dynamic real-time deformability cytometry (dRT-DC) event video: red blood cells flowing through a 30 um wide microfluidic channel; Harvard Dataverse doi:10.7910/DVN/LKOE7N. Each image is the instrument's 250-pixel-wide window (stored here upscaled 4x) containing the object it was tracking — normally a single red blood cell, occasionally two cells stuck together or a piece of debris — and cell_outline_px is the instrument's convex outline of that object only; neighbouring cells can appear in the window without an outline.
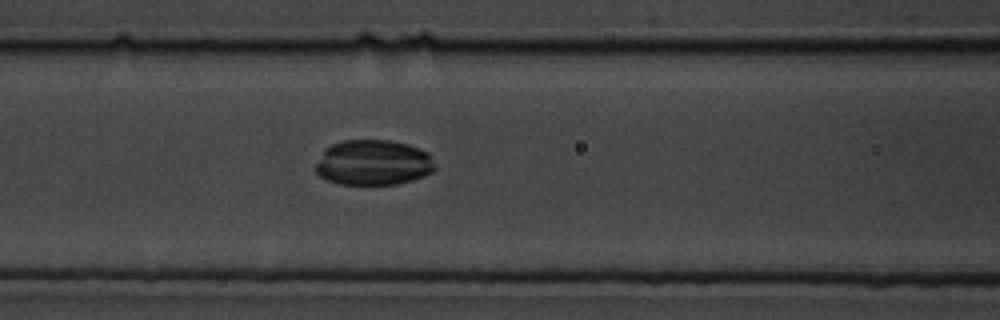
{"species": "common noctule bat (a hibernating species)", "species_latin": "Nyctalus noctula", "temperature_condition": "cold", "stored_images_in_passage": 58, "camera_frame_rate_fps": 3000, "um_per_image_px": 0.085, "animal": {"sex": "male", "body_mass_g": 19.5, "forearm_length_mm": 54.6}, "frame": {"image": 1, "passage_image": 24, "time_ms": 7.667, "image_size_px": [1000, 320], "cell_outline_px": [[436, 168], [432, 172], [424, 176], [412, 180], [396, 184], [340, 184], [328, 180], [320, 176], [316, 172], [316, 164], [324, 148], [332, 144], [344, 140], [392, 140], [408, 144], [420, 148], [428, 152], [432, 156]], "centroid_in_image_um": [31.75, 13.81], "position_along_channel_um": 134.8, "area_um2": 31.79}}
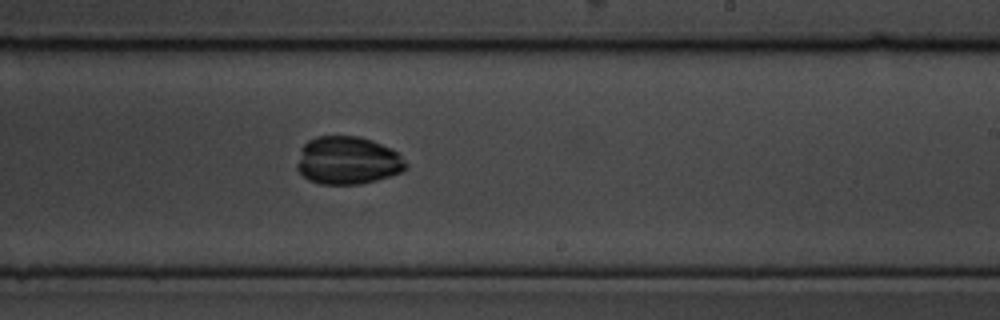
{"frame": {"image": 2, "passage_image": 35, "time_ms": 11.333, "image_size_px": [1000, 320], "cell_outline_px": [[408, 168], [400, 172], [376, 180], [360, 184], [320, 184], [308, 180], [296, 168], [296, 164], [300, 148], [308, 140], [316, 136], [360, 136], [372, 140], [396, 152], [408, 164]], "centroid_in_image_um": [29.51, 13.64], "position_along_channel_um": 259.5, "area_um2": 30.4}}
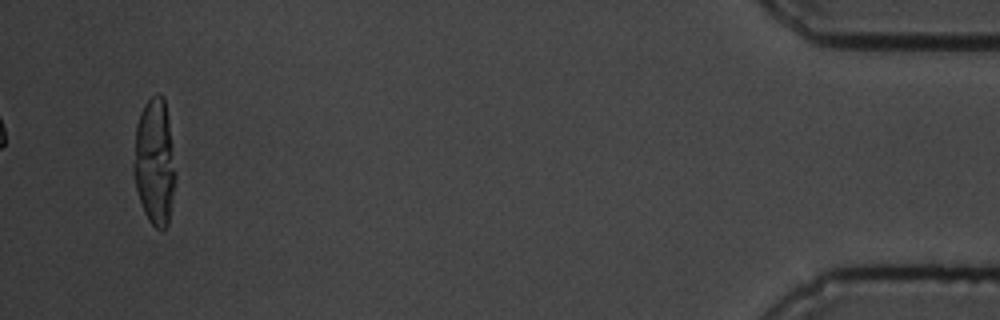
{"frame": {"image": 3, "passage_image": 56, "time_ms": 18.333, "image_size_px": [1000, 320], "cell_outline_px": [[176, 180], [168, 224], [160, 232], [148, 220], [144, 212], [136, 188], [132, 172], [132, 164], [136, 124], [140, 112], [144, 104], [156, 92], [160, 92], [164, 96], [168, 120], [176, 176]], "centroid_in_image_um": [13.12, 13.76], "position_along_channel_um": 422.1, "area_um2": 31.21}}